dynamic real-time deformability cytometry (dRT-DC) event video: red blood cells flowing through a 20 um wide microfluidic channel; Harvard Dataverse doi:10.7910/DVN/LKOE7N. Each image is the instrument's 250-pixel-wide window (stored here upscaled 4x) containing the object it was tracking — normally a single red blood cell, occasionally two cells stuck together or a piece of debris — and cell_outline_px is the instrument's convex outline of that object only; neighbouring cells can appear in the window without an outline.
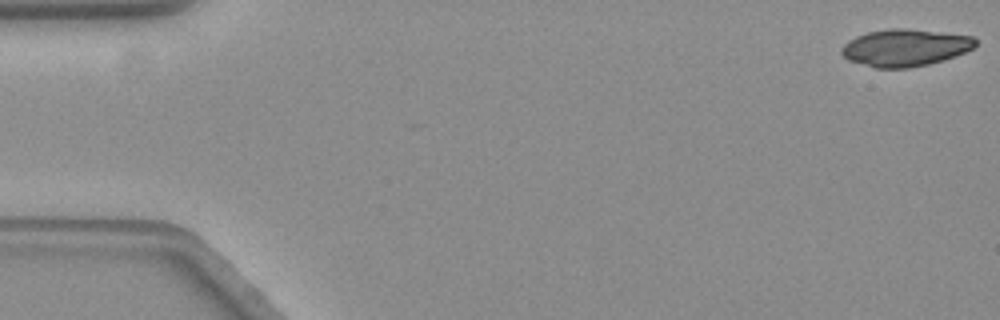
{"species": "common noctule bat (a hibernating species)", "species_latin": "Nyctalus noctula", "temperature_condition": "warm", "stored_images_in_passage": 10, "camera_frame_rate_fps": 3000, "um_per_image_px": 0.085, "animal": {"sex": "female", "body_mass_g": 19.3, "forearm_length_mm": 54.1}, "frame": {"image": 1, "passage_image": 1, "time_ms": 0.0, "image_size_px": [1000, 320], "cell_outline_px": [[976, 44], [972, 48], [956, 56], [944, 60], [928, 64], [908, 68], [876, 68], [848, 60], [840, 52], [840, 48], [848, 40], [856, 36], [868, 32], [888, 28], [904, 28], [972, 36], [976, 40]], "centroid_in_image_um": [76.9, 4.05], "position_along_channel_um": 8.1, "area_um2": 28.9}}